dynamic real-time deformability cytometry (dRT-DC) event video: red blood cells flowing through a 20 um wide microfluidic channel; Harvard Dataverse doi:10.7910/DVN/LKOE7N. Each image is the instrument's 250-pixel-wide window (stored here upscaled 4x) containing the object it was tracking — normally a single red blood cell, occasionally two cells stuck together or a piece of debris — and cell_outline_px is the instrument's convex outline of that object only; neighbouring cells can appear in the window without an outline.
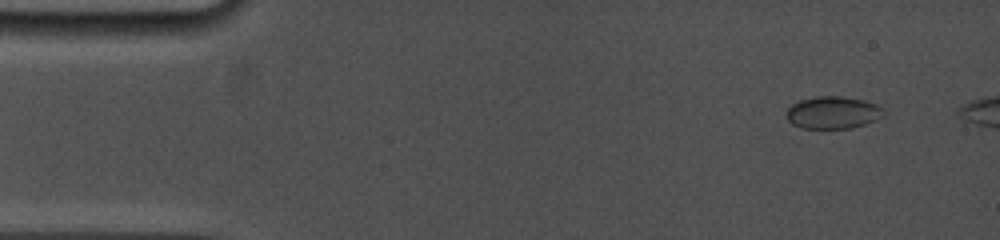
{"species": "common noctule bat (a hibernating species)", "species_latin": "Nyctalus noctula", "temperature_condition": "cold", "stored_images_in_passage": 12, "camera_frame_rate_fps": 5000, "um_per_image_px": 0.085, "animal": {"sex": "female", "body_mass_g": 19.0, "forearm_length_mm": 53.3}, "frame": {"image": 1, "passage_image": 3, "time_ms": 1.0, "image_size_px": [1000, 240], "cell_outline_px": [[884, 116], [864, 124], [852, 128], [800, 128], [792, 124], [788, 120], [788, 108], [792, 104], [800, 100], [816, 96], [840, 96], [864, 100], [876, 104], [884, 108]], "centroid_in_image_um": [70.81, 9.56], "position_along_channel_um": 14.2, "area_um2": 18.26}}